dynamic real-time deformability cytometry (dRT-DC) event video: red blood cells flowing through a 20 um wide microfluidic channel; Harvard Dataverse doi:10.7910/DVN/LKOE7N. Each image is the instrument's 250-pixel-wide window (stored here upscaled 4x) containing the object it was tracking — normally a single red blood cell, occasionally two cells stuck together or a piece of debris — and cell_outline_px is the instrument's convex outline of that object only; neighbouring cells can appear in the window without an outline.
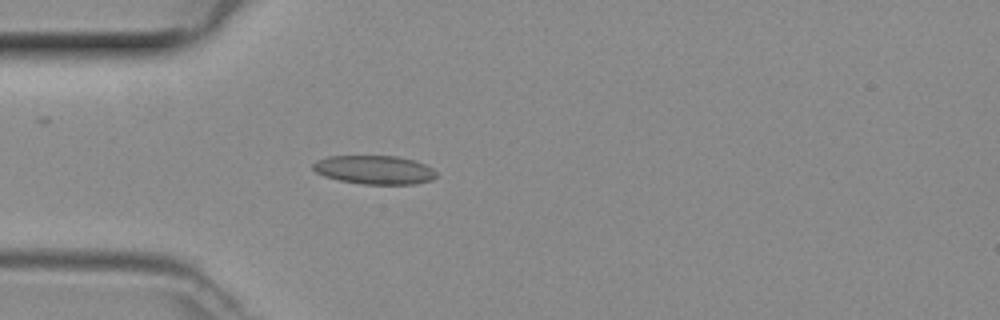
{"species": "common noctule bat (a hibernating species)", "species_latin": "Nyctalus noctula", "temperature_condition": "room temperature", "stored_images_in_passage": 33, "camera_frame_rate_fps": 3000, "um_per_image_px": 0.085, "animal": {"sex": "female", "body_mass_g": 29.2, "forearm_length_mm": 56.3}, "frame": {"image": 1, "passage_image": 4, "time_ms": 1.0, "image_size_px": [1000, 320], "cell_outline_px": [[436, 176], [432, 180], [416, 184], [364, 184], [340, 180], [324, 176], [316, 172], [312, 168], [312, 164], [316, 160], [328, 156], [396, 156], [412, 160], [424, 164], [432, 168], [436, 172]], "centroid_in_image_um": [31.81, 14.43], "position_along_channel_um": 53.2, "area_um2": 20.58}}
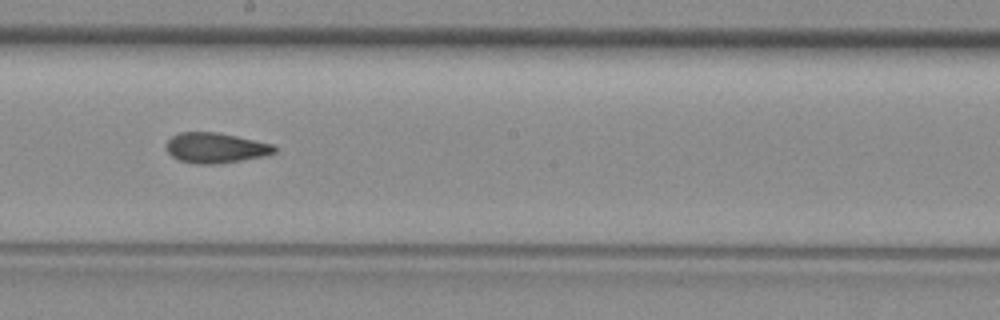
{"frame": {"image": 2, "passage_image": 17, "time_ms": 5.333, "image_size_px": [1000, 320], "cell_outline_px": [[276, 152], [264, 156], [216, 164], [196, 164], [180, 160], [172, 156], [168, 152], [168, 140], [172, 136], [180, 132], [216, 132], [276, 144]], "centroid_in_image_um": [18.37, 12.56], "position_along_channel_um": 229.8, "area_um2": 18.96}}
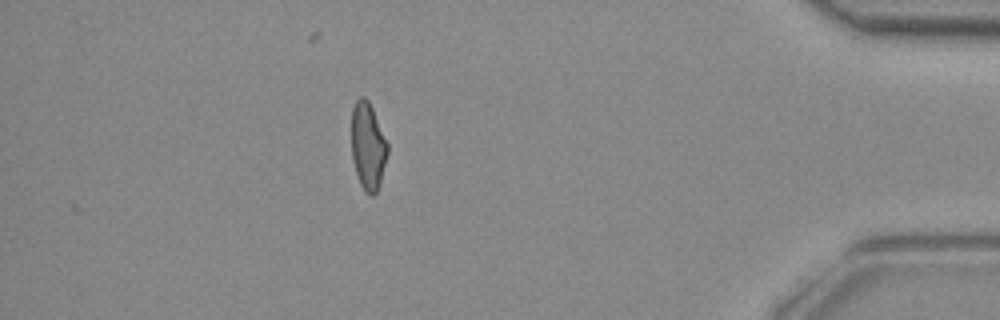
{"frame": {"image": 3, "passage_image": 33, "time_ms": 10.667, "image_size_px": [1000, 320], "cell_outline_px": [[388, 152], [380, 184], [376, 192], [372, 196], [364, 192], [360, 184], [352, 160], [352, 108], [356, 100], [360, 96], [364, 96], [368, 100], [372, 108], [388, 144]], "centroid_in_image_um": [31.27, 12.43], "position_along_channel_um": 403.9, "area_um2": 18.32}}